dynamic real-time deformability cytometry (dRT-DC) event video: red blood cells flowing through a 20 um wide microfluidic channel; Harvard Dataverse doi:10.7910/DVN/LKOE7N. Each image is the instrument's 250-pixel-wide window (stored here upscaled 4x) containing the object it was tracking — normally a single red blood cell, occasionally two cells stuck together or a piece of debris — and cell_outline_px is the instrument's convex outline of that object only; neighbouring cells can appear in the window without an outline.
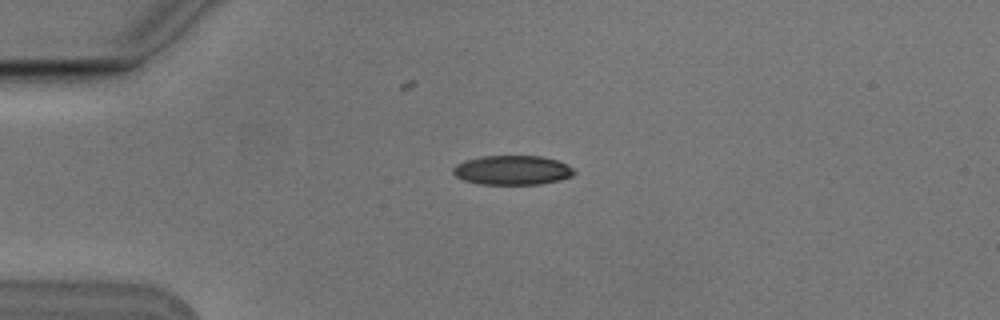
{"species": "Egyptian fruit bat (a non-hibernating species)", "species_latin": "Rousettus aegyptiacus", "temperature_condition": "cold", "stored_images_in_passage": 8, "camera_frame_rate_fps": 3000, "um_per_image_px": 0.085, "animal": {"sex": "male"}, "frame": {"image": 1, "passage_image": 2, "time_ms": 0.333, "image_size_px": [1000, 320], "cell_outline_px": [[576, 172], [572, 176], [560, 180], [540, 184], [480, 184], [464, 180], [456, 176], [452, 172], [452, 168], [456, 164], [480, 156], [540, 156], [556, 160], [572, 168]], "centroid_in_image_um": [43.53, 14.47], "position_along_channel_um": 41.5, "area_um2": 20.58}}
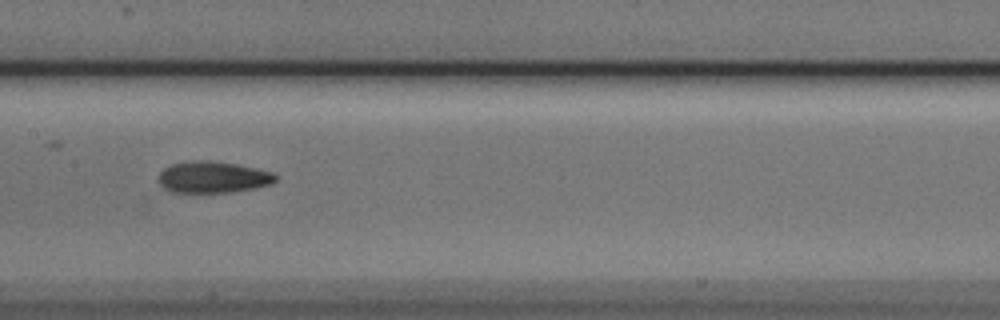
{"frame": {"image": 2, "passage_image": 6, "time_ms": 1.667, "image_size_px": [1000, 320], "cell_outline_px": [[280, 176], [272, 184], [256, 188], [232, 192], [172, 192], [164, 188], [160, 184], [160, 172], [164, 168], [172, 164], [196, 160], [208, 160], [236, 164], [272, 172]], "centroid_in_image_um": [18.14, 15.06], "position_along_channel_um": 189.3, "area_um2": 21.44}}
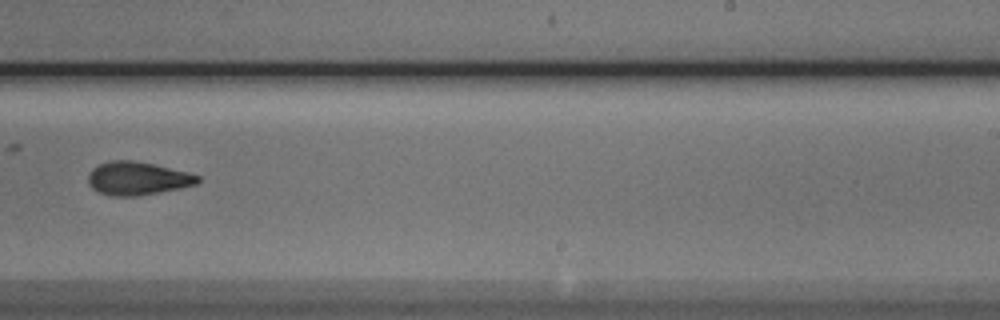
{"frame": {"image": 3, "passage_image": 8, "time_ms": 2.333, "image_size_px": [1000, 320], "cell_outline_px": [[200, 180], [196, 184], [180, 188], [160, 192], [136, 196], [112, 196], [96, 192], [88, 184], [88, 176], [92, 168], [100, 164], [112, 160], [132, 160], [152, 164], [188, 172], [200, 176]], "centroid_in_image_um": [11.66, 15.17], "position_along_channel_um": 277.3, "area_um2": 21.21}}